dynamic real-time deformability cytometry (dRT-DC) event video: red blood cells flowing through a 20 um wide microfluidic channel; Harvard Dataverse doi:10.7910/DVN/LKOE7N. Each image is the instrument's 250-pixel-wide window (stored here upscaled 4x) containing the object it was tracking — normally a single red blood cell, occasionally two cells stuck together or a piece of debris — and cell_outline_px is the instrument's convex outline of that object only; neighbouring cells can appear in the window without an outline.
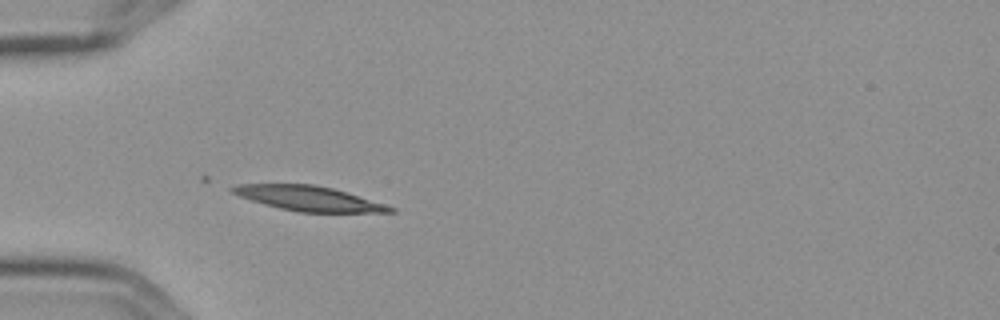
{"species": "Egyptian fruit bat (a non-hibernating species)", "species_latin": "Rousettus aegyptiacus", "temperature_condition": "cold", "stored_images_in_passage": 3, "camera_frame_rate_fps": 3000, "um_per_image_px": 0.085, "frame": {"image": 1, "passage_image": 3, "time_ms": 0.667, "image_size_px": [1000, 320], "cell_outline_px": [[396, 212], [300, 212], [280, 208], [264, 204], [240, 196], [232, 192], [228, 188], [236, 184], [312, 184], [332, 188], [384, 204], [396, 208]], "centroid_in_image_um": [26.21, 16.86], "position_along_channel_um": 58.8, "area_um2": 22.43}}